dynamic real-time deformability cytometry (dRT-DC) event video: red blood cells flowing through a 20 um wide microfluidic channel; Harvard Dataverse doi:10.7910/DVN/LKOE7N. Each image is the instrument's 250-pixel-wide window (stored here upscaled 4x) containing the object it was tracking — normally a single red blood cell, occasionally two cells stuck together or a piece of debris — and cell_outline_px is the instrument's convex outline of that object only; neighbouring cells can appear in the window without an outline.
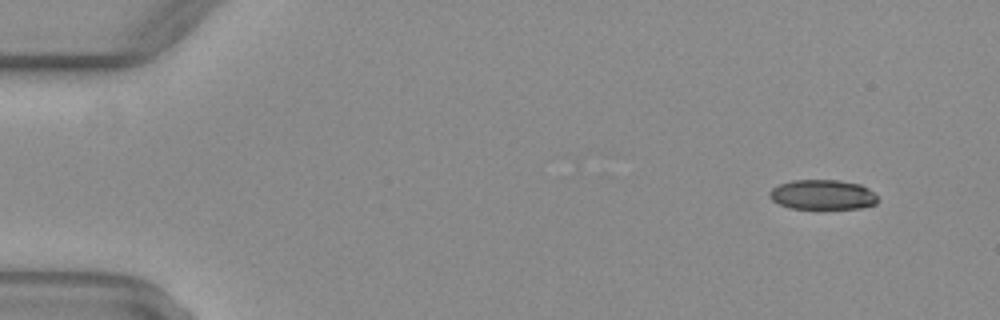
{"species": "common noctule bat (a hibernating species)", "species_latin": "Nyctalus noctula", "temperature_condition": "warm", "stored_images_in_passage": 47, "camera_frame_rate_fps": 3000, "um_per_image_px": 0.085, "animal": {"sex": "female", "body_mass_g": 29.2, "forearm_length_mm": 56.3}, "frame": {"image": 1, "passage_image": 1, "time_ms": 0.0, "image_size_px": [1000, 320], "cell_outline_px": [[876, 204], [860, 208], [788, 208], [772, 200], [768, 196], [768, 192], [772, 188], [780, 184], [792, 180], [840, 180], [860, 184], [868, 188], [876, 196]], "centroid_in_image_um": [69.89, 16.54], "position_along_channel_um": 15.1, "area_um2": 18.73}}
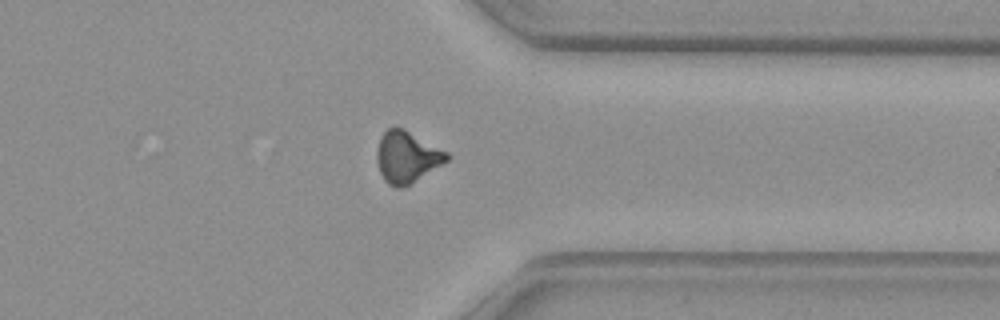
{"frame": {"image": 2, "passage_image": 37, "time_ms": 12.0, "image_size_px": [1000, 320], "cell_outline_px": [[452, 156], [448, 160], [408, 184], [400, 188], [396, 188], [388, 184], [384, 180], [380, 172], [376, 160], [376, 152], [380, 136], [388, 128], [404, 128], [448, 152]], "centroid_in_image_um": [34.56, 13.32], "position_along_channel_um": 376.8, "area_um2": 20.81}}
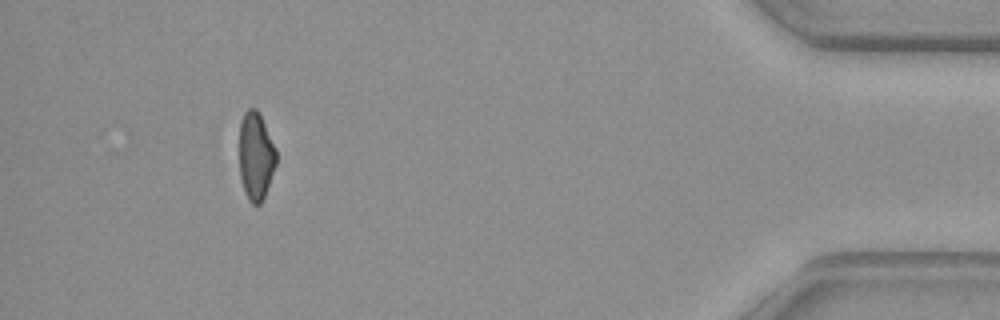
{"frame": {"image": 3, "passage_image": 44, "time_ms": 14.333, "image_size_px": [1000, 320], "cell_outline_px": [[276, 164], [264, 200], [260, 204], [252, 204], [248, 200], [244, 192], [240, 176], [240, 120], [244, 112], [248, 108], [256, 108], [260, 112], [276, 148]], "centroid_in_image_um": [21.75, 13.26], "position_along_channel_um": 413.4, "area_um2": 19.25}}